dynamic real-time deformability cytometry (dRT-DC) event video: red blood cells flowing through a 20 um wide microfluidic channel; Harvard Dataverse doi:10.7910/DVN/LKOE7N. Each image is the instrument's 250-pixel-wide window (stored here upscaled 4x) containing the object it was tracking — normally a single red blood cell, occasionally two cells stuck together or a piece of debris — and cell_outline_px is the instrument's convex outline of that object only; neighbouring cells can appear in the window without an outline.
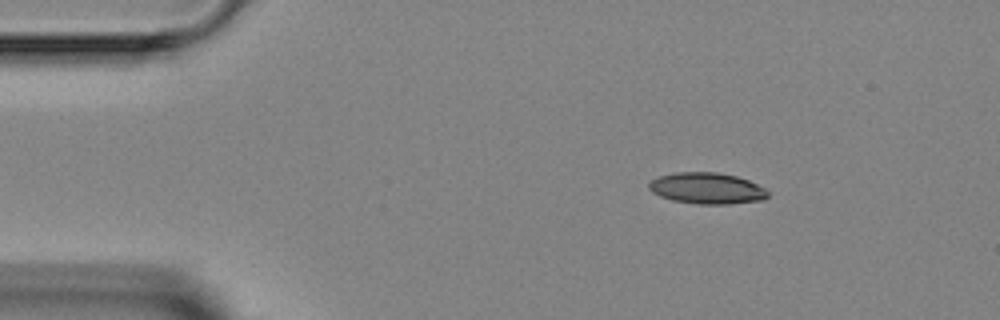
{"species": "Egyptian fruit bat (a non-hibernating species)", "species_latin": "Rousettus aegyptiacus", "temperature_condition": "room temperature", "stored_images_in_passage": 4, "camera_frame_rate_fps": 3000, "um_per_image_px": 0.085, "animal": {"sex": "female"}, "frame": {"image": 1, "passage_image": 1, "time_ms": 0.0, "image_size_px": [1000, 320], "cell_outline_px": [[768, 196], [764, 200], [728, 204], [696, 204], [672, 200], [660, 196], [652, 192], [648, 188], [648, 184], [652, 180], [660, 176], [676, 172], [716, 172], [736, 176], [748, 180], [764, 188], [768, 192]], "centroid_in_image_um": [60.08, 16.01], "position_along_channel_um": 24.9, "area_um2": 21.62}}
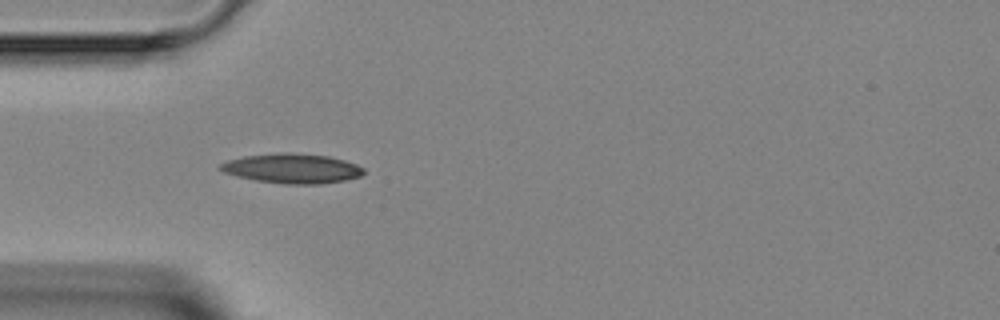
{"frame": {"image": 2, "passage_image": 3, "time_ms": 2.333, "image_size_px": [1000, 320], "cell_outline_px": [[364, 172], [360, 176], [344, 180], [320, 184], [284, 184], [256, 180], [236, 176], [224, 172], [216, 168], [220, 164], [228, 160], [244, 156], [280, 152], [288, 152], [328, 156], [344, 160], [356, 164], [364, 168]], "centroid_in_image_um": [24.8, 14.31], "position_along_channel_um": 60.2, "area_um2": 24.8}}
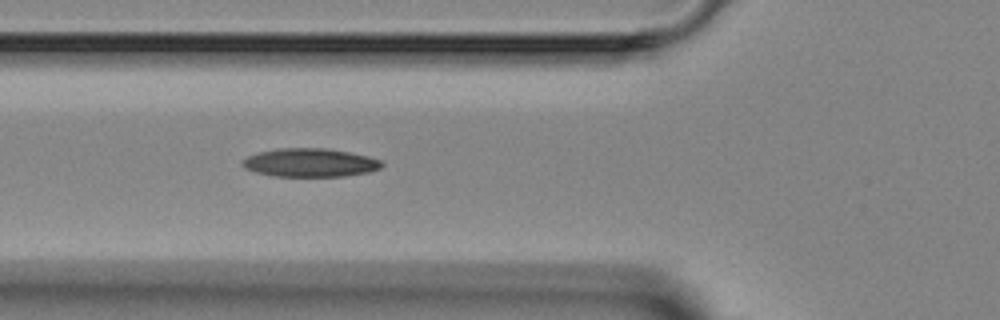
{"frame": {"image": 3, "passage_image": 4, "time_ms": 3.333, "image_size_px": [1000, 320], "cell_outline_px": [[384, 164], [380, 168], [368, 172], [344, 176], [272, 176], [256, 172], [244, 168], [240, 164], [240, 160], [248, 156], [260, 152], [280, 148], [324, 148], [348, 152], [368, 156], [380, 160]], "centroid_in_image_um": [26.32, 13.83], "position_along_channel_um": 99.5, "area_um2": 23.06}}